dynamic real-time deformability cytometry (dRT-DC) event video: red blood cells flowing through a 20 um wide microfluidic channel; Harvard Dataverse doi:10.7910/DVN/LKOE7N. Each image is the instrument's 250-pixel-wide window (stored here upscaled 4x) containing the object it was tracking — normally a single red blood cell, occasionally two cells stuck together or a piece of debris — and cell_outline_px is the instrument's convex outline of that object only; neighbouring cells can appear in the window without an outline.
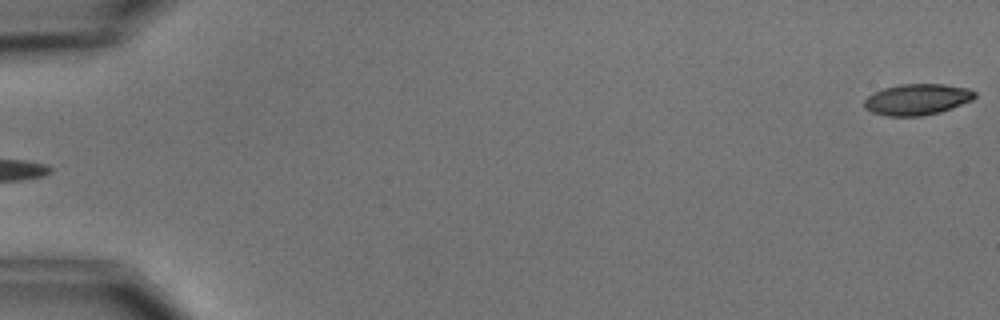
{"species": "common noctule bat (a hibernating species)", "species_latin": "Nyctalus noctula", "temperature_condition": "cold", "stored_images_in_passage": 6, "segment_of_instrument_passage": [2, 2], "camera_frame_rate_fps": 3000, "um_per_image_px": 0.085, "animal": {"sex": "male", "body_mass_g": 15.6}, "frame": {"image": 1, "passage_image": 6, "time_ms": 5.667, "image_size_px": [1000, 320], "cell_outline_px": [[976, 96], [972, 100], [952, 108], [940, 112], [920, 116], [888, 116], [872, 112], [864, 108], [864, 100], [872, 92], [884, 88], [900, 84], [944, 84], [968, 88], [976, 92]], "centroid_in_image_um": [77.95, 8.45], "position_along_channel_um": 7.0, "area_um2": 20.11}}